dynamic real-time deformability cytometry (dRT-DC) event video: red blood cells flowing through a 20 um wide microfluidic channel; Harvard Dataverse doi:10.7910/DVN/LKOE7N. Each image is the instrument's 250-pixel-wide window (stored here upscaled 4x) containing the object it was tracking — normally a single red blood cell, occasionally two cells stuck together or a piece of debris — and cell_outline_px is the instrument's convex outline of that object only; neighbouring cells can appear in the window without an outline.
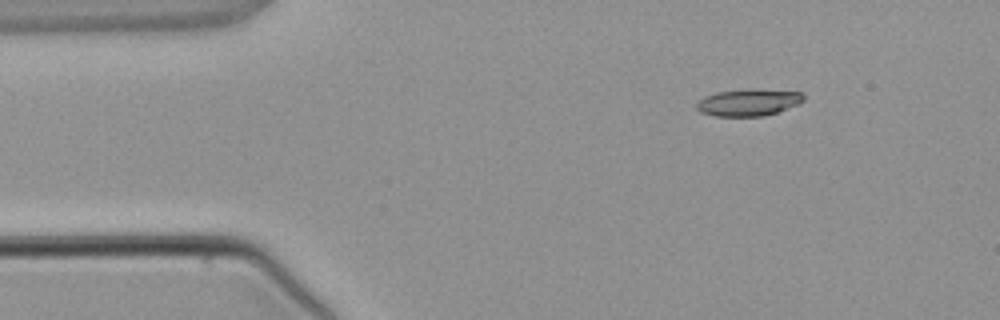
{"species": "common noctule bat (a hibernating species)", "species_latin": "Nyctalus noctula", "temperature_condition": "warm", "stored_images_in_passage": 4, "segment_of_instrument_passage": [2, 2], "camera_frame_rate_fps": 3000, "um_per_image_px": 0.085, "animal": {"sex": "male", "body_mass_g": 21.5, "forearm_length_mm": 52.0}, "frame": {"image": 1, "passage_image": 4, "time_ms": 3.667, "image_size_px": [1000, 320], "cell_outline_px": [[804, 100], [796, 104], [776, 112], [764, 116], [716, 116], [700, 112], [696, 108], [696, 104], [704, 96], [716, 92], [752, 88], [800, 92], [804, 96]], "centroid_in_image_um": [63.58, 8.69], "position_along_channel_um": 21.4, "area_um2": 16.7}}